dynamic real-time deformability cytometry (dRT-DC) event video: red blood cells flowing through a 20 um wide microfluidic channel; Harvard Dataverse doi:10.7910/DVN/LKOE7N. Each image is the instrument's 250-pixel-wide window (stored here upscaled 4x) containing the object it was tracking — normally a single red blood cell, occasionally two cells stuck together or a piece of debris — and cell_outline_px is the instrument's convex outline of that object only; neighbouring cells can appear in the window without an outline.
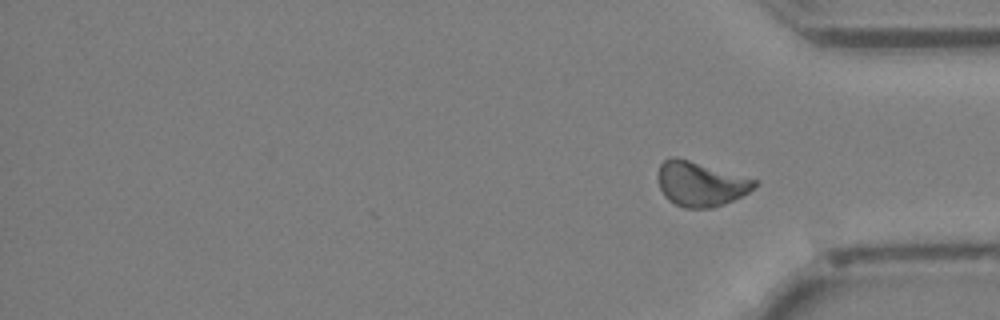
{"species": "Egyptian fruit bat (a non-hibernating species)", "species_latin": "Rousettus aegyptiacus", "temperature_condition": "cold", "stored_images_in_passage": 32, "camera_frame_rate_fps": 3000, "um_per_image_px": 0.085, "animal": {"sex": "female"}, "frame": {"image": 1, "passage_image": 32, "time_ms": 10.333, "image_size_px": [1000, 320], "cell_outline_px": [[760, 184], [748, 192], [724, 204], [712, 208], [684, 208], [668, 200], [664, 196], [660, 188], [660, 164], [668, 156], [676, 156], [760, 180]], "centroid_in_image_um": [59.59, 15.62], "position_along_channel_um": 375.6, "area_um2": 25.2}}